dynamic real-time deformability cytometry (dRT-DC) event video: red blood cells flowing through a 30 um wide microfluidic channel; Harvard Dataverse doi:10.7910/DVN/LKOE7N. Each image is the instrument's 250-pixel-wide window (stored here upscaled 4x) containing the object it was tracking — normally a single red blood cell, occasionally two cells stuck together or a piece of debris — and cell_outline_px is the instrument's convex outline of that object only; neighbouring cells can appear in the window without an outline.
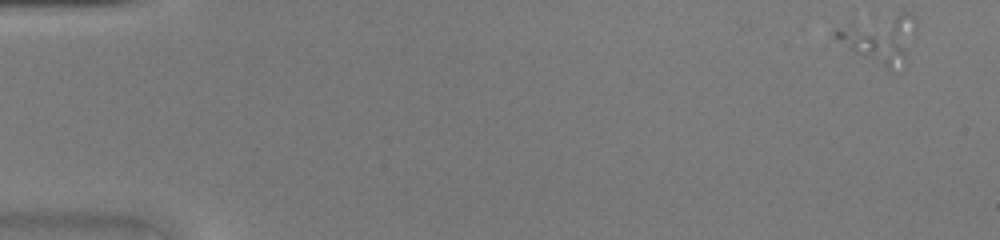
{"species": "common noctule bat (a hibernating species)", "species_latin": "Nyctalus noctula", "temperature_condition": "warm", "stored_images_in_passage": 4, "segment_of_instrument_passage": [1, 2], "camera_frame_rate_fps": 3000, "um_per_image_px": 0.085, "animal": {"sex": "female", "body_mass_g": 20.0, "forearm_length_mm": 54.0}, "frame": {"image": 1, "passage_image": 1, "time_ms": 0.0, "image_size_px": [1000, 240], "cell_outline_px": [[916, 28], [904, 56], [892, 72], [856, 52], [832, 36], [832, 32], [836, 28], [904, 12], [912, 12], [916, 16]], "centroid_in_image_um": [74.82, 3.25], "position_along_channel_um": 10.2, "area_um2": 21.15}}